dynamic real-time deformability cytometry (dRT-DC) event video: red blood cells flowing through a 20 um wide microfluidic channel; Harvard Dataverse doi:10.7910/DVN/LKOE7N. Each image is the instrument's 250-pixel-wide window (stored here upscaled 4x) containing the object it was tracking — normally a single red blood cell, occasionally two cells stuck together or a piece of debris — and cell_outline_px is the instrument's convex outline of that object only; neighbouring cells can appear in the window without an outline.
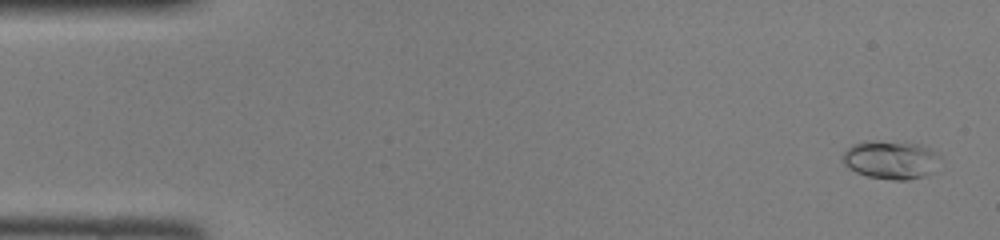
{"species": "common noctule bat (a hibernating species)", "species_latin": "Nyctalus noctula", "temperature_condition": "room temperature", "stored_images_in_passage": 46, "camera_frame_rate_fps": 3000, "um_per_image_px": 0.085, "animal": {"sex": "female", "body_mass_g": 22.0, "forearm_length_mm": 56.7}, "frame": {"image": 1, "passage_image": 2, "time_ms": 0.333, "image_size_px": [1000, 240], "cell_outline_px": [[940, 156], [932, 172], [924, 176], [908, 180], [892, 180], [868, 176], [856, 172], [848, 168], [840, 160], [840, 156], [852, 144], [864, 140], [920, 144], [932, 148]], "centroid_in_image_um": [75.67, 13.58], "position_along_channel_um": 9.3, "area_um2": 21.96}}
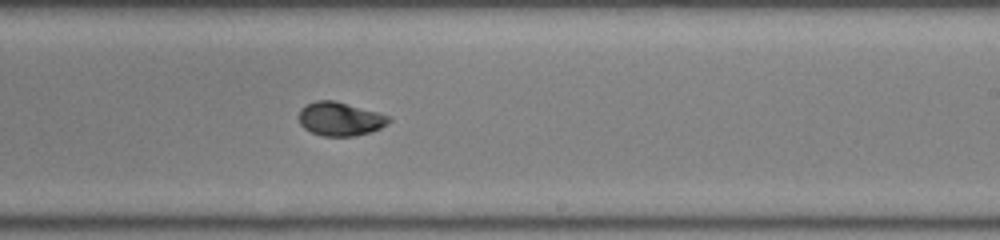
{"frame": {"image": 2, "passage_image": 28, "time_ms": 9.0, "image_size_px": [1000, 240], "cell_outline_px": [[392, 120], [388, 124], [372, 132], [356, 136], [324, 136], [312, 132], [304, 128], [300, 124], [300, 108], [316, 100], [336, 100], [392, 116]], "centroid_in_image_um": [28.96, 10.1], "position_along_channel_um": 260.0, "area_um2": 17.86}}
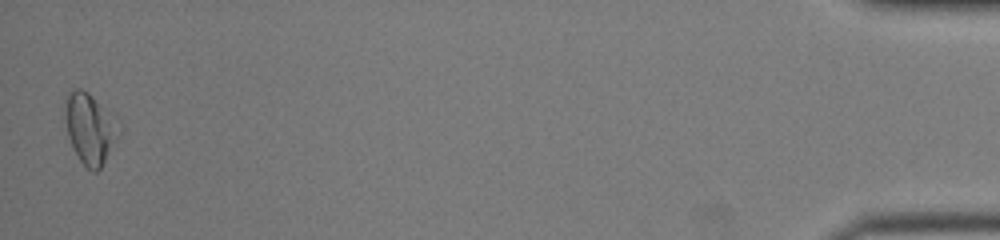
{"frame": {"image": 3, "passage_image": 46, "time_ms": 15.0, "image_size_px": [1000, 240], "cell_outline_px": [[108, 144], [104, 160], [100, 168], [96, 172], [92, 172], [80, 160], [68, 136], [64, 100], [68, 92], [76, 88], [80, 88], [88, 92], [92, 96], [104, 120], [108, 136]], "centroid_in_image_um": [7.32, 10.92], "position_along_channel_um": 427.9, "area_um2": 18.15}}